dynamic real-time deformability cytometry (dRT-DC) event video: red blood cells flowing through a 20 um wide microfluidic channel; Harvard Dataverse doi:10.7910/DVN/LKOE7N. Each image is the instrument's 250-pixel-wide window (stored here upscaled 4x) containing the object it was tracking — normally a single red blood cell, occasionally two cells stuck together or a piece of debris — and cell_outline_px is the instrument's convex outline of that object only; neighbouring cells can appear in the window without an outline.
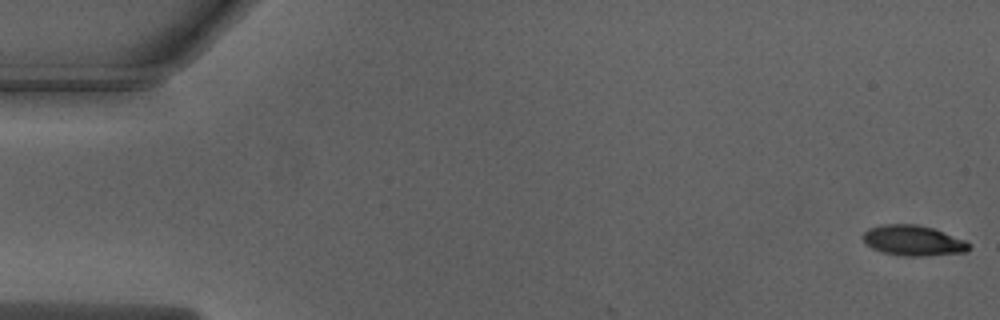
{"species": "Egyptian fruit bat (a non-hibernating species)", "species_latin": "Rousettus aegyptiacus", "temperature_condition": "warm", "stored_images_in_passage": 5, "camera_frame_rate_fps": 3000, "um_per_image_px": 0.085, "animal": {"sex": "male"}, "frame": {"image": 1, "passage_image": 1, "time_ms": 0.0, "image_size_px": [1000, 320], "cell_outline_px": [[972, 244], [968, 252], [924, 256], [904, 256], [880, 252], [872, 248], [864, 240], [864, 232], [868, 228], [880, 224], [916, 224], [932, 228], [964, 240]], "centroid_in_image_um": [77.63, 20.45], "position_along_channel_um": 7.4, "area_um2": 18.79}}